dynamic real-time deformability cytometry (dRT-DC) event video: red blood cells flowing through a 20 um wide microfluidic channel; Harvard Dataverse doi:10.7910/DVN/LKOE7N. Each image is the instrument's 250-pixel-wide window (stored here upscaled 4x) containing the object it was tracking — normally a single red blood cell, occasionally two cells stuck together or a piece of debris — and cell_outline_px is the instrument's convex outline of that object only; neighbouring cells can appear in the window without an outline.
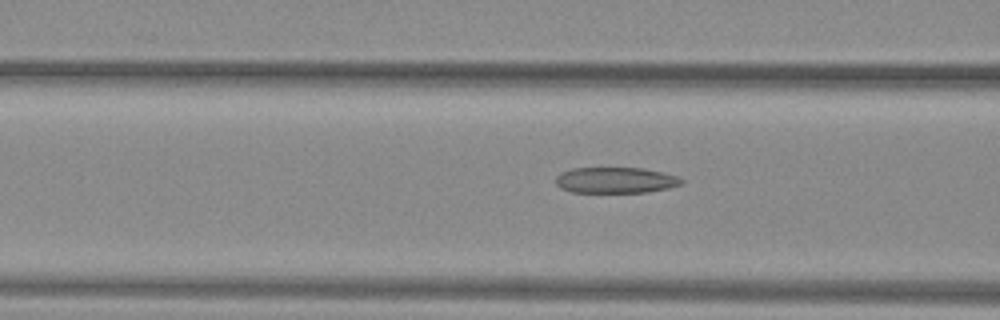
{"species": "common noctule bat (a hibernating species)", "species_latin": "Nyctalus noctula", "temperature_condition": "warm", "stored_images_in_passage": 43, "camera_frame_rate_fps": 3000, "um_per_image_px": 0.085, "animal": {"sex": "female", "body_mass_g": 29.2, "forearm_length_mm": 56.3}, "frame": {"image": 1, "passage_image": 22, "time_ms": 7.0, "image_size_px": [1000, 320], "cell_outline_px": [[684, 184], [668, 188], [648, 192], [572, 192], [560, 188], [556, 184], [556, 176], [560, 172], [572, 168], [644, 168], [664, 172], [680, 176], [684, 180]], "centroid_in_image_um": [52.37, 15.31], "position_along_channel_um": 114.2, "area_um2": 19.25}}
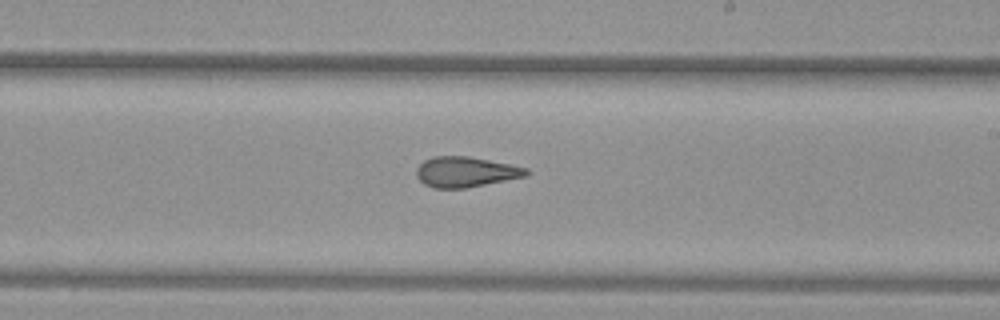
{"frame": {"image": 2, "passage_image": 32, "time_ms": 10.333, "image_size_px": [1000, 320], "cell_outline_px": [[532, 172], [528, 176], [468, 188], [432, 188], [424, 184], [416, 176], [416, 168], [424, 160], [432, 156], [468, 156], [528, 168]], "centroid_in_image_um": [39.59, 14.62], "position_along_channel_um": 249.4, "area_um2": 19.65}}
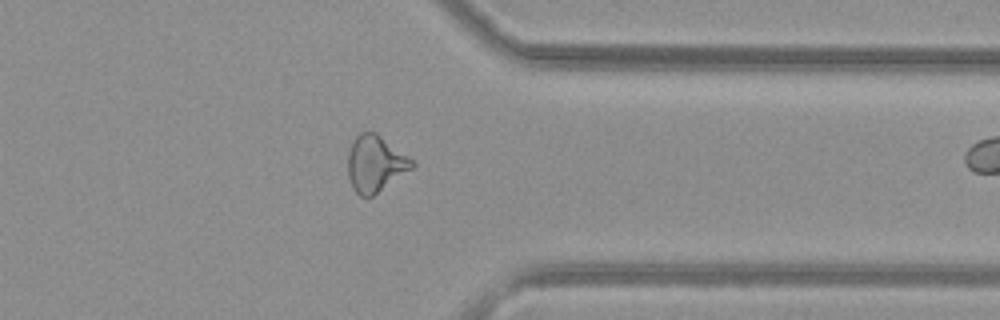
{"frame": {"image": 3, "passage_image": 42, "time_ms": 13.667, "image_size_px": [1000, 320], "cell_outline_px": [[416, 164], [412, 168], [372, 196], [360, 196], [352, 188], [348, 176], [348, 152], [356, 136], [360, 132], [376, 132], [408, 156]], "centroid_in_image_um": [31.88, 13.91], "position_along_channel_um": 379.5, "area_um2": 20.75}}